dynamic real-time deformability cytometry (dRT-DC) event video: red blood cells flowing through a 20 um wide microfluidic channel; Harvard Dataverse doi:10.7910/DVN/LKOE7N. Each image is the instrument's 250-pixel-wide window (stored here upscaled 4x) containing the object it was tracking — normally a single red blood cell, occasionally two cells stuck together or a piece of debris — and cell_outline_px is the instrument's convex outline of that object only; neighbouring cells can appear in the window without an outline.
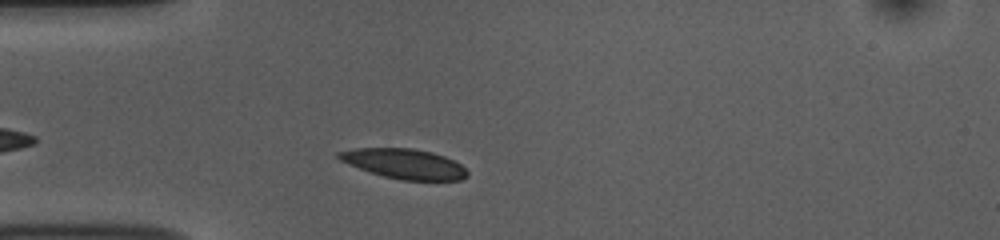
{"species": "common noctule bat (a hibernating species)", "species_latin": "Nyctalus noctula", "temperature_condition": "room temperature", "stored_images_in_passage": 40, "camera_frame_rate_fps": 3000, "um_per_image_px": 0.085, "animal": {"sex": "female", "body_mass_g": 10.0, "forearm_length_mm": 53.1}, "frame": {"image": 1, "passage_image": 5, "time_ms": 1.333, "image_size_px": [1000, 240], "cell_outline_px": [[468, 176], [460, 180], [400, 180], [384, 176], [360, 168], [340, 160], [336, 156], [336, 152], [356, 148], [412, 148], [432, 152], [444, 156], [460, 164], [468, 172]], "centroid_in_image_um": [34.37, 13.91], "position_along_channel_um": 50.6, "area_um2": 22.2}}
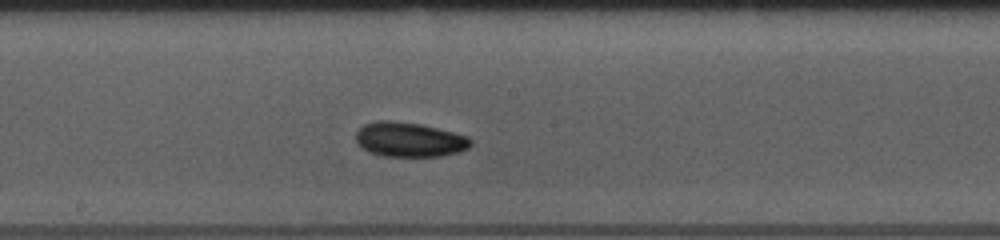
{"frame": {"image": 2, "passage_image": 19, "time_ms": 6.0, "image_size_px": [1000, 240], "cell_outline_px": [[472, 144], [468, 148], [460, 152], [440, 156], [384, 156], [368, 152], [356, 144], [356, 132], [364, 124], [376, 120], [388, 120], [420, 124], [468, 136], [472, 140]], "centroid_in_image_um": [34.78, 11.87], "position_along_channel_um": 213.4, "area_um2": 23.24}}
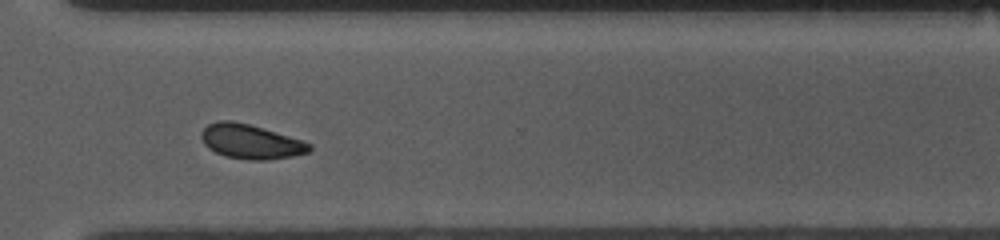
{"frame": {"image": 3, "passage_image": 30, "time_ms": 9.667, "image_size_px": [1000, 240], "cell_outline_px": [[312, 148], [308, 152], [292, 156], [268, 160], [248, 160], [224, 156], [208, 148], [204, 144], [200, 136], [200, 132], [208, 124], [220, 120], [232, 120], [248, 124], [288, 136], [312, 144]], "centroid_in_image_um": [21.27, 12.04], "position_along_channel_um": 349.3, "area_um2": 21.56}, "authors_computed_cell_mechanics": {"area_um2": 21.964, "velocity_mm_per_s": 3.7024, "shape_relaxation_time_tau1_ms": 2.2193, "shape_relaxation_time_tau2_ms": 4.2156, "deformation_change_tau1": 0.0764, "deformation_change_tau2": 0.093}}